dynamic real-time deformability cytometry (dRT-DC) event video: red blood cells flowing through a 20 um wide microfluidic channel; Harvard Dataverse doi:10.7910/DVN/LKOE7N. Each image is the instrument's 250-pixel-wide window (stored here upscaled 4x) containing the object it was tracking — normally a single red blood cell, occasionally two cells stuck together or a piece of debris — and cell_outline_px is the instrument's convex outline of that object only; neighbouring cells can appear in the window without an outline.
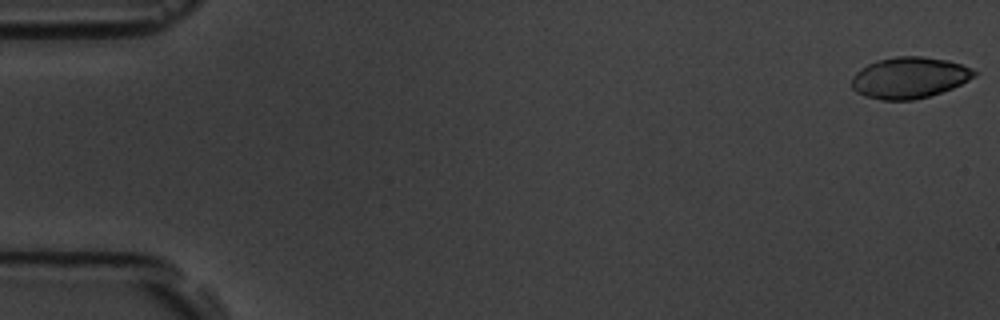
{"species": "common noctule bat (a hibernating species)", "species_latin": "Nyctalus noctula", "temperature_condition": "room temperature", "stored_images_in_passage": 54, "camera_frame_rate_fps": 3000, "um_per_image_px": 0.085, "animal": {"sex": "male", "body_mass_g": 19.5, "forearm_length_mm": 54.6}, "frame": {"image": 1, "passage_image": 1, "time_ms": 0.0, "image_size_px": [1000, 320], "cell_outline_px": [[980, 72], [976, 76], [952, 88], [928, 96], [912, 100], [880, 100], [864, 96], [856, 92], [852, 88], [852, 76], [860, 68], [876, 60], [896, 56], [920, 56], [948, 60], [972, 68]], "centroid_in_image_um": [77.28, 6.6], "position_along_channel_um": 7.7, "area_um2": 29.59}}
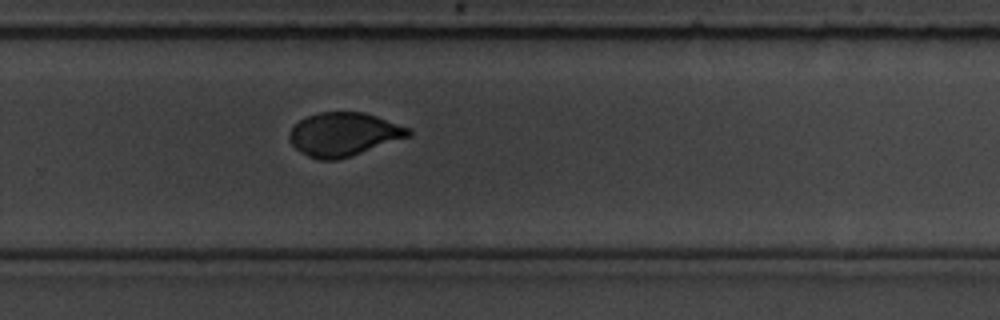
{"frame": {"image": 2, "passage_image": 36, "time_ms": 11.667, "image_size_px": [1000, 320], "cell_outline_px": [[412, 136], [352, 156], [336, 160], [320, 160], [308, 156], [300, 152], [288, 140], [288, 136], [292, 128], [300, 120], [308, 116], [320, 112], [364, 112], [376, 116], [408, 128], [412, 132]], "centroid_in_image_um": [29.22, 11.43], "position_along_channel_um": 300.6, "area_um2": 30.17}}
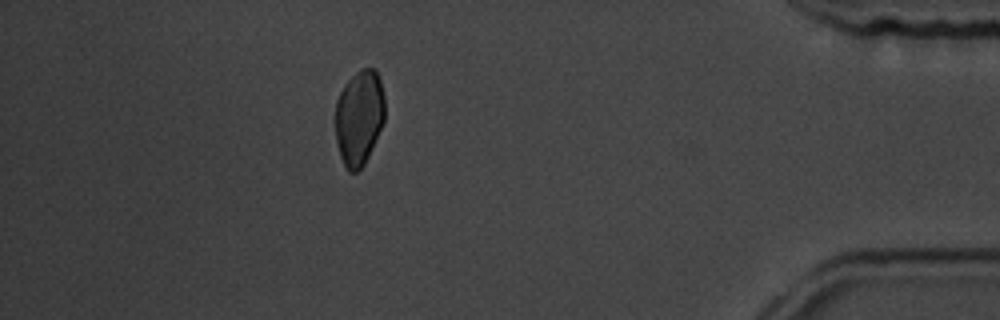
{"frame": {"image": 3, "passage_image": 48, "time_ms": 15.667, "image_size_px": [1000, 320], "cell_outline_px": [[384, 120], [368, 156], [364, 164], [356, 172], [348, 172], [340, 156], [336, 144], [336, 100], [344, 84], [360, 68], [376, 68], [380, 80], [384, 96]], "centroid_in_image_um": [30.52, 9.96], "position_along_channel_um": 404.7, "area_um2": 27.4}}